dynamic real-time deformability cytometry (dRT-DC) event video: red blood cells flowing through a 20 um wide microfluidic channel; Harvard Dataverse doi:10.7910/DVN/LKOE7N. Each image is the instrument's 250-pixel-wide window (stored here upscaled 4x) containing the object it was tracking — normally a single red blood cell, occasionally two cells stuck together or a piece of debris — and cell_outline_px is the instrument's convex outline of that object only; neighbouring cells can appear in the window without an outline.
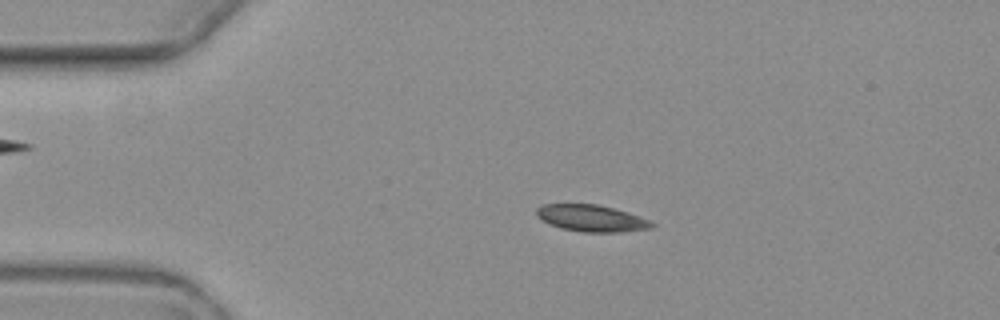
{"species": "common noctule bat (a hibernating species)", "species_latin": "Nyctalus noctula", "temperature_condition": "warm", "stored_images_in_passage": 4, "camera_frame_rate_fps": 3000, "um_per_image_px": 0.085, "animal": {"sex": "female", "body_mass_g": 19.3, "forearm_length_mm": 54.1}, "frame": {"image": 1, "passage_image": 3, "time_ms": 2.333, "image_size_px": [1000, 320], "cell_outline_px": [[656, 224], [648, 228], [620, 232], [580, 232], [560, 228], [548, 224], [536, 216], [536, 208], [544, 204], [596, 204], [628, 212], [648, 220]], "centroid_in_image_um": [50.21, 18.55], "position_along_channel_um": 34.8, "area_um2": 17.86}}